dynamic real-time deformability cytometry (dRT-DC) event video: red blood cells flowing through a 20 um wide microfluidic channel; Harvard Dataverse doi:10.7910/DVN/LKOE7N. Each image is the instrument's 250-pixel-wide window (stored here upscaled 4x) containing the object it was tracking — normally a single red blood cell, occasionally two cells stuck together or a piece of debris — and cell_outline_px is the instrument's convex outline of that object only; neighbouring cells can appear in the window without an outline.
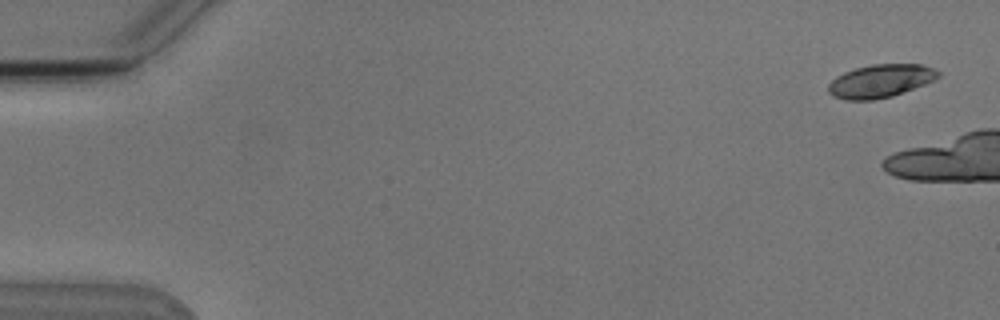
{"species": "Egyptian fruit bat (a non-hibernating species)", "species_latin": "Rousettus aegyptiacus", "temperature_condition": "cold", "stored_images_in_passage": 3, "camera_frame_rate_fps": 3000, "um_per_image_px": 0.085, "animal": {"sex": "male"}, "frame": {"image": 1, "passage_image": 1, "time_ms": 0.0, "image_size_px": [1000, 320], "cell_outline_px": [[940, 76], [936, 80], [892, 96], [872, 100], [848, 100], [832, 96], [828, 92], [828, 84], [836, 76], [844, 72], [856, 68], [872, 64], [920, 64], [932, 68], [940, 72]], "centroid_in_image_um": [74.83, 6.88], "position_along_channel_um": 10.2, "area_um2": 21.21}}